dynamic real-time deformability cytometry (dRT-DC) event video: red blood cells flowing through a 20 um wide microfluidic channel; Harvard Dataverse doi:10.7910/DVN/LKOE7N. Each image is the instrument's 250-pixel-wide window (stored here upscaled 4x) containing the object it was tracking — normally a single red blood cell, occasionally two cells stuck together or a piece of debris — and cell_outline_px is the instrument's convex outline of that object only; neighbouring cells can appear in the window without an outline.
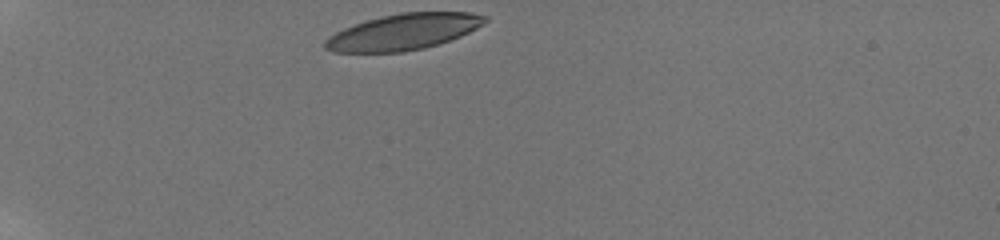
{"species": "human", "species_latin": "Homo sapiens", "temperature_condition": "room temperature", "stored_images_in_passage": 26, "camera_frame_rate_fps": 3000, "um_per_image_px": 0.085, "donor": {"sex": "male"}, "frame": {"image": 1, "passage_image": 1, "time_ms": 0.0, "image_size_px": [1000, 240], "cell_outline_px": [[488, 20], [484, 24], [460, 36], [440, 44], [424, 48], [404, 52], [332, 52], [324, 48], [324, 40], [328, 36], [344, 28], [380, 16], [400, 12], [472, 12], [488, 16]], "centroid_in_image_um": [34.3, 2.71], "position_along_channel_um": 50.7, "area_um2": 33.7}}
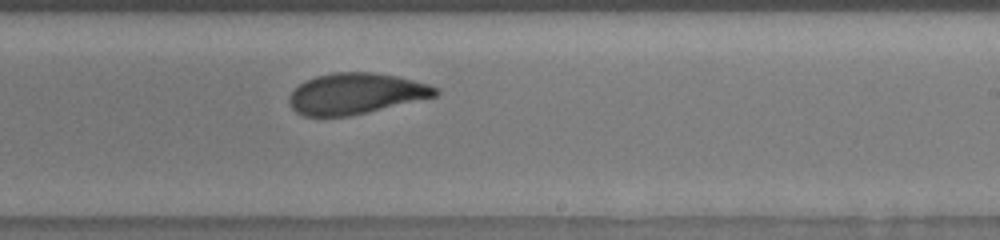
{"frame": {"image": 2, "passage_image": 16, "time_ms": 6.667, "image_size_px": [1000, 240], "cell_outline_px": [[440, 92], [436, 96], [368, 112], [348, 116], [304, 116], [296, 112], [292, 108], [288, 100], [288, 96], [304, 80], [316, 76], [332, 72], [372, 72], [396, 76], [428, 84], [440, 88]], "centroid_in_image_um": [30.23, 7.95], "position_along_channel_um": 258.8, "area_um2": 34.85}}
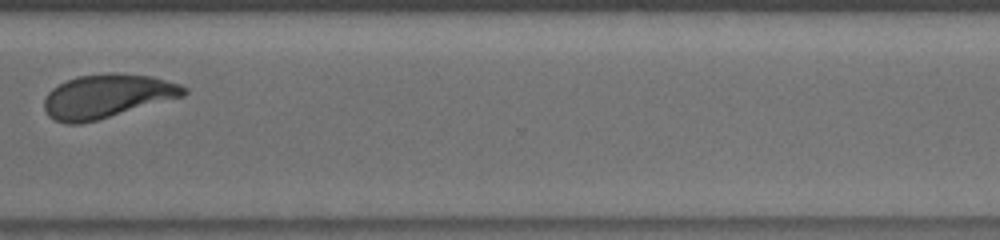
{"frame": {"image": 3, "passage_image": 22, "time_ms": 9.333, "image_size_px": [1000, 240], "cell_outline_px": [[188, 92], [184, 96], [96, 120], [80, 124], [64, 124], [48, 116], [44, 108], [44, 100], [48, 92], [52, 88], [76, 76], [112, 72], [152, 76], [180, 84], [188, 88]], "centroid_in_image_um": [9.1, 8.16], "position_along_channel_um": 361.5, "area_um2": 35.55}, "authors_computed_cell_mechanics": {"area_um2": 35.7493, "velocity_mm_per_s": 3.8412, "shape_relaxation_time_tau1_ms": 3.2155, "shape_relaxation_time_tau2_ms": 1.2303, "deformation_change_tau1": 0.1297, "deformation_change_tau2": 0.0678}}